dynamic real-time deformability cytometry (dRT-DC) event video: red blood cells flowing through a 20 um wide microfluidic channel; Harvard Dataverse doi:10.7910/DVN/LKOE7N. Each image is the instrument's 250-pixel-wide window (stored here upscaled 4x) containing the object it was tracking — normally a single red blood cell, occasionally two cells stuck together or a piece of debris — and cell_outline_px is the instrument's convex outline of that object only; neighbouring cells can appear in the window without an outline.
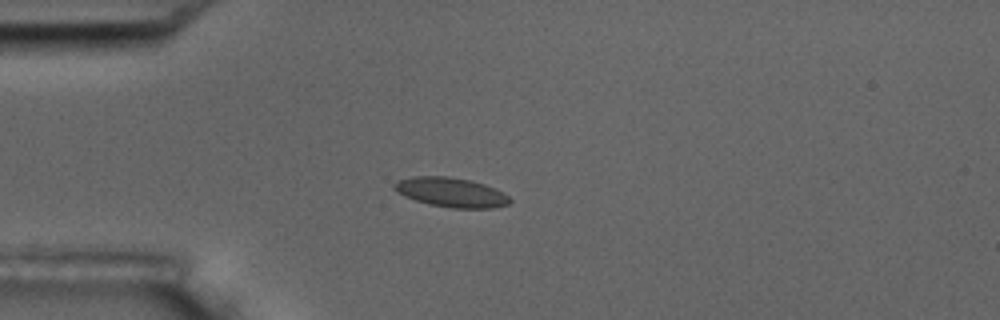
{"species": "common noctule bat (a hibernating species)", "species_latin": "Nyctalus noctula", "temperature_condition": "room temperature", "stored_images_in_passage": 15, "camera_frame_rate_fps": 3000, "um_per_image_px": 0.085, "animal": {"sex": "male", "body_mass_g": 17.5, "forearm_length_mm": 52.3}, "frame": {"image": 1, "passage_image": 3, "time_ms": 2.333, "image_size_px": [1000, 320], "cell_outline_px": [[512, 200], [508, 204], [492, 208], [452, 208], [428, 204], [404, 196], [396, 192], [392, 188], [392, 184], [400, 180], [412, 176], [448, 176], [468, 180], [484, 184], [496, 188], [504, 192]], "centroid_in_image_um": [38.33, 16.35], "position_along_channel_um": 46.7, "area_um2": 19.94}}
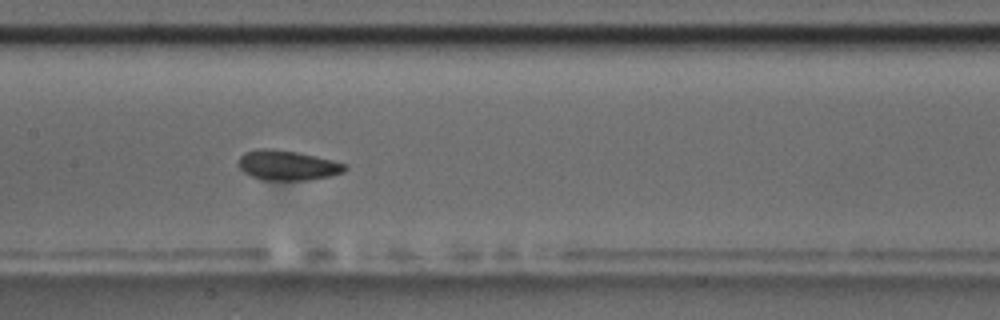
{"frame": {"image": 2, "passage_image": 7, "time_ms": 6.667, "image_size_px": [1000, 320], "cell_outline_px": [[348, 168], [344, 172], [328, 176], [308, 180], [264, 180], [252, 176], [244, 172], [236, 164], [240, 156], [244, 152], [256, 148], [272, 148], [296, 152], [332, 160], [348, 164]], "centroid_in_image_um": [24.41, 14.04], "position_along_channel_um": 183.0, "area_um2": 18.67}, "authors_computed_cell_mechanics": {"area_um2": 19.0162, "velocity_mm_per_s": 3.5314, "shape_relaxation_time_tau1_ms": 5.2086, "shape_relaxation_time_tau2_ms": 2.5325, "deformation_change_tau1": 0.0832, "deformation_change_tau2": 0.0437}}